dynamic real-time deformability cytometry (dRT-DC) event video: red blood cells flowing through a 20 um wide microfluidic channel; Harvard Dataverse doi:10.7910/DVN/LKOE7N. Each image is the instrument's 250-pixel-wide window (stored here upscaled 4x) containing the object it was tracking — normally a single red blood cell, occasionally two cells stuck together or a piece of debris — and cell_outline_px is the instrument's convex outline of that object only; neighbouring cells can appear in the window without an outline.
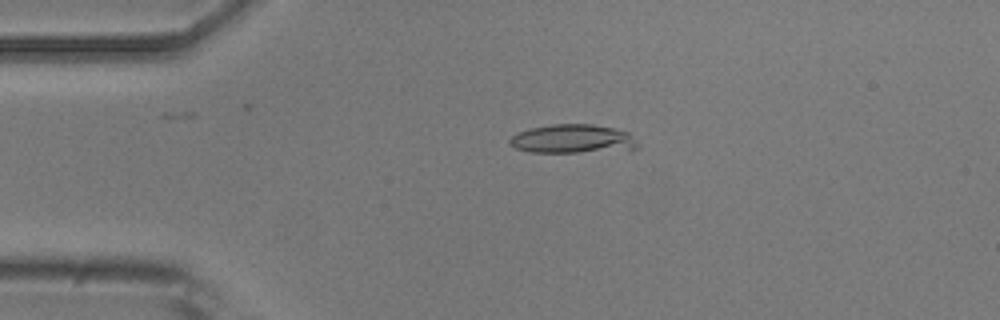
{"species": "common noctule bat (a hibernating species)", "species_latin": "Nyctalus noctula", "temperature_condition": "room temperature", "stored_images_in_passage": 4, "camera_frame_rate_fps": 3000, "um_per_image_px": 0.085, "animal": {"sex": "male", "body_mass_g": 20.5, "forearm_length_mm": 52.5}, "frame": {"image": 1, "passage_image": 3, "time_ms": 3.0, "image_size_px": [1000, 320], "cell_outline_px": [[640, 148], [576, 152], [532, 152], [516, 148], [508, 144], [508, 140], [516, 132], [528, 128], [552, 124], [592, 124], [616, 128], [628, 132], [640, 144]], "centroid_in_image_um": [48.65, 11.79], "position_along_channel_um": 36.3, "area_um2": 21.56}}